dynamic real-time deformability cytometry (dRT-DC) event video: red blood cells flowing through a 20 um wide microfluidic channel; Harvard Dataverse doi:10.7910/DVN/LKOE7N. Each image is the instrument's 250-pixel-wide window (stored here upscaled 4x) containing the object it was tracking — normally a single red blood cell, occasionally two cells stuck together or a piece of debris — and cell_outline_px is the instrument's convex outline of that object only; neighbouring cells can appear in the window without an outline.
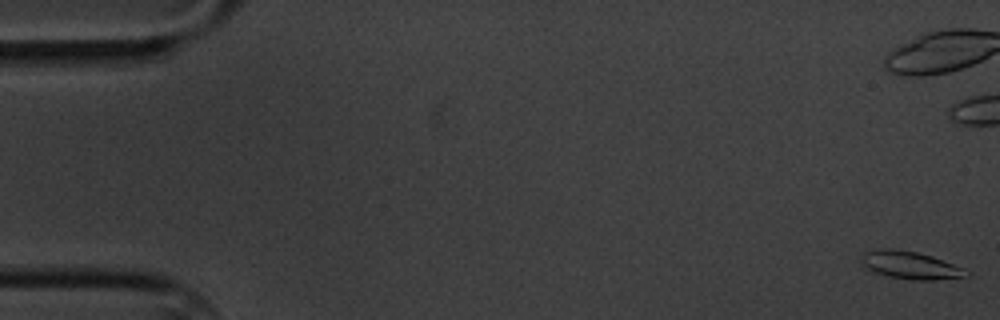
{"species": "common noctule bat (a hibernating species)", "species_latin": "Nyctalus noctula", "temperature_condition": "cold", "stored_images_in_passage": 10, "camera_frame_rate_fps": 3000, "um_per_image_px": 0.085, "animal": {"sex": "male", "body_mass_g": 20.1, "forearm_length_mm": 53.5}, "frame": {"image": 1, "passage_image": 1, "time_ms": 0.0, "image_size_px": [1000, 320], "cell_outline_px": [[972, 272], [968, 276], [932, 280], [912, 280], [888, 276], [876, 272], [868, 268], [860, 260], [860, 252], [876, 248], [892, 248], [916, 252], [932, 256], [964, 268]], "centroid_in_image_um": [77.36, 22.52], "position_along_channel_um": 7.6, "area_um2": 17.05}}